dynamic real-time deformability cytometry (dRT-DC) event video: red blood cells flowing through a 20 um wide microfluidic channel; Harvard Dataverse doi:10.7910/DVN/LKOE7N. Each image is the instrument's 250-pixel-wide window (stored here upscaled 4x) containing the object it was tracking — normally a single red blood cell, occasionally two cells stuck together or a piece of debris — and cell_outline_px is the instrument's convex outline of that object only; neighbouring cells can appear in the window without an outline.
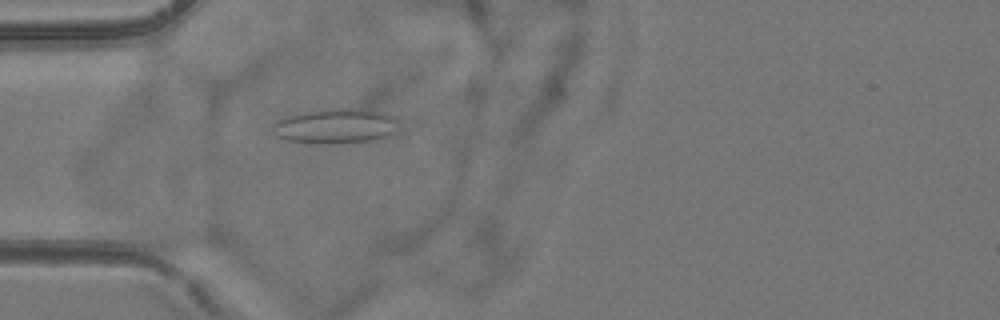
{"species": "common noctule bat (a hibernating species)", "species_latin": "Nyctalus noctula", "temperature_condition": "room temperature", "stored_images_in_passage": 5, "camera_frame_rate_fps": 3000, "um_per_image_px": 0.085, "animal": {"sex": "female", "body_mass_g": 24.6, "forearm_length_mm": 56.2}, "frame": {"image": 1, "passage_image": 5, "time_ms": 4.667, "image_size_px": [1000, 320], "cell_outline_px": [[396, 120], [392, 132], [384, 136], [372, 140], [328, 144], [316, 144], [288, 140], [276, 136], [272, 124], [276, 120], [296, 112], [328, 108], [360, 108], [384, 112], [392, 116]], "centroid_in_image_um": [28.42, 10.69], "position_along_channel_um": 56.6, "area_um2": 25.66}}